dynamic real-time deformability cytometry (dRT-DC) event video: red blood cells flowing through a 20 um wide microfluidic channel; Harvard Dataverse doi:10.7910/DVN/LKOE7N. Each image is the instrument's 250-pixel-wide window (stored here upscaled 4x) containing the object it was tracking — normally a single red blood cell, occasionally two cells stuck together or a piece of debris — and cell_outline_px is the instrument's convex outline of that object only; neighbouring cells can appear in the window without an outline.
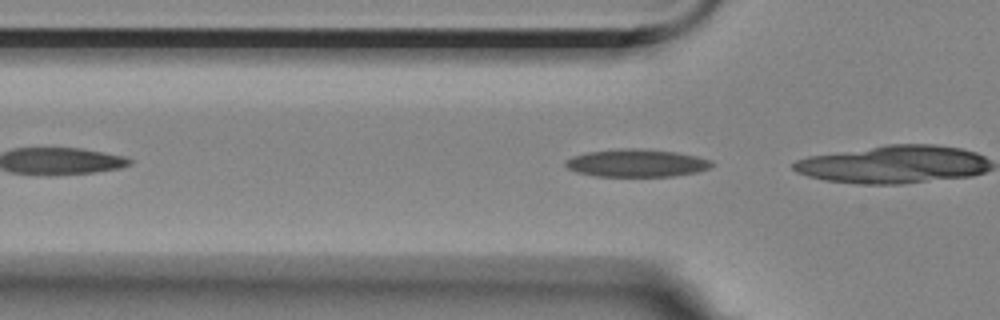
{"species": "Egyptian fruit bat (a non-hibernating species)", "species_latin": "Rousettus aegyptiacus", "temperature_condition": "room temperature", "stored_images_in_passage": 31, "camera_frame_rate_fps": 3000, "um_per_image_px": 0.085, "animal": {"sex": "female"}, "frame": {"image": 1, "passage_image": 5, "time_ms": 1.333, "image_size_px": [1000, 320], "cell_outline_px": [[712, 164], [708, 168], [696, 172], [672, 176], [596, 176], [576, 172], [568, 168], [564, 164], [572, 156], [588, 152], [624, 148], [640, 148], [676, 152], [696, 156], [712, 160]], "centroid_in_image_um": [54.1, 13.85], "position_along_channel_um": 71.7, "area_um2": 23.41}}